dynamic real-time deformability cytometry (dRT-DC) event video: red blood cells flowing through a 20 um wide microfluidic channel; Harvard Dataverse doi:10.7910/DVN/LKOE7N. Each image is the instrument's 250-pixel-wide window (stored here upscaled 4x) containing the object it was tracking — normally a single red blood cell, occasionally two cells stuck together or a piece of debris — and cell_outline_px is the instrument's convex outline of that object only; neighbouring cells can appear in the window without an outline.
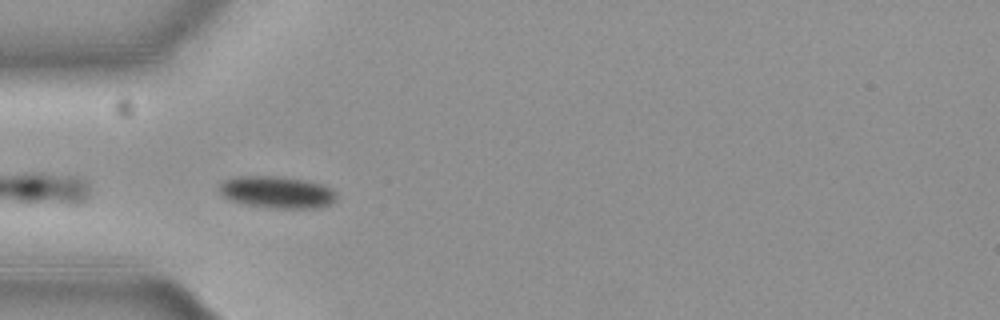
{"species": "common noctule bat (a hibernating species)", "species_latin": "Nyctalus noctula", "temperature_condition": "cold", "stored_images_in_passage": 11, "camera_frame_rate_fps": 3000, "um_per_image_px": 0.085, "animal": {"sex": "female", "body_mass_g": 19.3, "forearm_length_mm": 54.1}, "frame": {"image": 1, "passage_image": 2, "time_ms": 0.333, "image_size_px": [1000, 320], "cell_outline_px": [[336, 200], [332, 204], [320, 208], [276, 208], [248, 204], [232, 200], [224, 196], [216, 188], [220, 180], [236, 176], [276, 176], [304, 180], [320, 184], [332, 188], [336, 192]], "centroid_in_image_um": [23.53, 16.32], "position_along_channel_um": 61.5, "area_um2": 21.96}}